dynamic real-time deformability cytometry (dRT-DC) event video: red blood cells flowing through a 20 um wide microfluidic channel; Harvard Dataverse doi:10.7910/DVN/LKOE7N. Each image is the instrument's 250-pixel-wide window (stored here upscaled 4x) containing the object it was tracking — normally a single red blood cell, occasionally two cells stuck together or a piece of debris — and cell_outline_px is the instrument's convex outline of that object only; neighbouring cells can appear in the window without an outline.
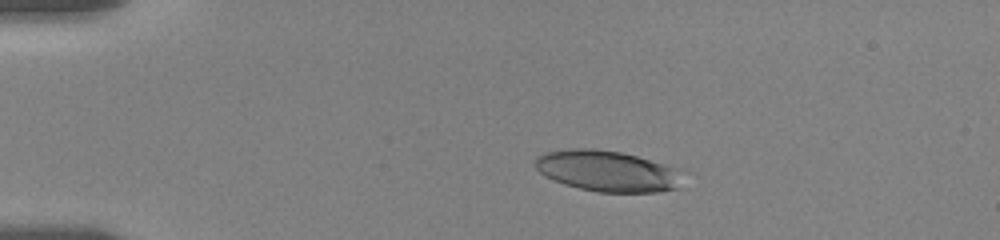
{"species": "human", "species_latin": "Homo sapiens", "temperature_condition": "room temperature", "stored_images_in_passage": 17, "camera_frame_rate_fps": 3000, "um_per_image_px": 0.085, "donor": {"sex": "female"}, "frame": {"image": 1, "passage_image": 4, "time_ms": 3.667, "image_size_px": [1000, 240], "cell_outline_px": [[676, 188], [660, 192], [596, 192], [564, 184], [540, 172], [536, 168], [536, 156], [544, 152], [568, 148], [592, 148], [620, 152], [636, 156], [664, 164], [676, 168]], "centroid_in_image_um": [51.52, 14.52], "position_along_channel_um": 33.5, "area_um2": 34.51}}
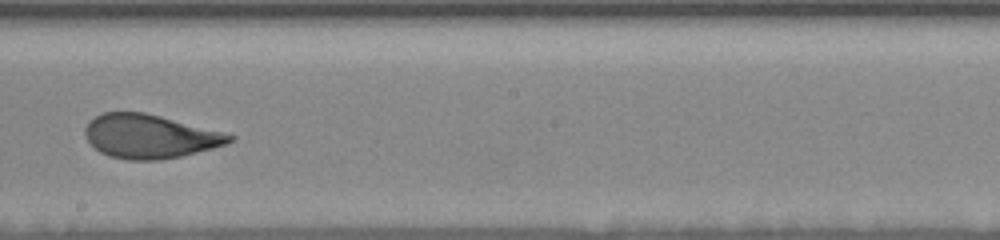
{"frame": {"image": 2, "passage_image": 10, "time_ms": 11.0, "image_size_px": [1000, 240], "cell_outline_px": [[236, 136], [232, 140], [224, 144], [212, 148], [180, 156], [160, 160], [128, 160], [108, 156], [100, 152], [84, 136], [84, 128], [88, 120], [104, 112], [144, 112], [160, 116]], "centroid_in_image_um": [12.65, 11.59], "position_along_channel_um": 235.5, "area_um2": 36.47}}
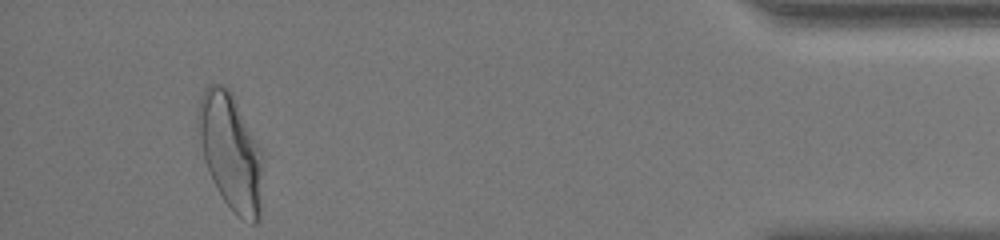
{"frame": {"image": 3, "passage_image": 16, "time_ms": 17.667, "image_size_px": [1000, 240], "cell_outline_px": [[264, 156], [260, 220], [256, 224], [252, 224], [244, 220], [224, 200], [216, 188], [212, 180], [204, 160], [196, 124], [196, 108], [200, 96], [204, 88], [208, 84], [220, 84], [228, 88], [260, 144]], "centroid_in_image_um": [19.62, 12.88], "position_along_channel_um": 415.6, "area_um2": 44.56}, "authors_computed_cell_mechanics": {"area_um2": 37.3966, "velocity_mm_per_s": 3.5394, "shape_relaxation_time_tau1_ms": 3.5144, "shape_relaxation_time_tau2_ms": 0.8241, "deformation_change_tau1": 0.1527, "deformation_change_tau2": 0.063}}